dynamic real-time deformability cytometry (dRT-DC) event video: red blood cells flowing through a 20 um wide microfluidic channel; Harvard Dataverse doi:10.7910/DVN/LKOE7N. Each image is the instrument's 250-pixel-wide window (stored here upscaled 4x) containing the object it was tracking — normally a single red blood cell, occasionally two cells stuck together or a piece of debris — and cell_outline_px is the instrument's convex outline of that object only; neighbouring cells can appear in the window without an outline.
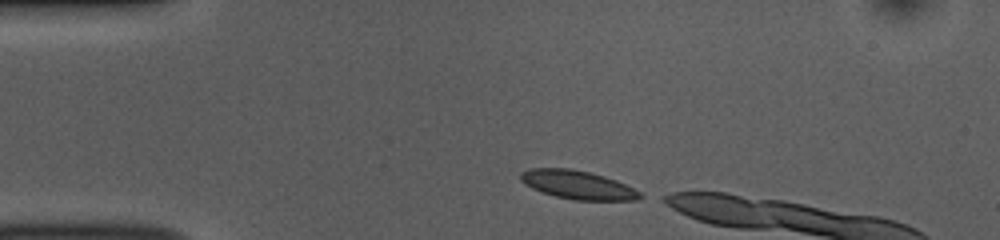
{"species": "common noctule bat (a hibernating species)", "species_latin": "Nyctalus noctula", "temperature_condition": "room temperature", "stored_images_in_passage": 6, "camera_frame_rate_fps": 3000, "um_per_image_px": 0.085, "animal": {"sex": "female", "body_mass_g": 10.0, "forearm_length_mm": 53.1}, "frame": {"image": 1, "passage_image": 1, "time_ms": 0.0, "image_size_px": [1000, 240], "cell_outline_px": [[644, 196], [636, 200], [572, 200], [556, 196], [532, 188], [520, 180], [520, 172], [528, 168], [572, 168], [604, 176], [616, 180], [640, 192]], "centroid_in_image_um": [49.09, 15.7], "position_along_channel_um": 35.9, "area_um2": 19.77}}